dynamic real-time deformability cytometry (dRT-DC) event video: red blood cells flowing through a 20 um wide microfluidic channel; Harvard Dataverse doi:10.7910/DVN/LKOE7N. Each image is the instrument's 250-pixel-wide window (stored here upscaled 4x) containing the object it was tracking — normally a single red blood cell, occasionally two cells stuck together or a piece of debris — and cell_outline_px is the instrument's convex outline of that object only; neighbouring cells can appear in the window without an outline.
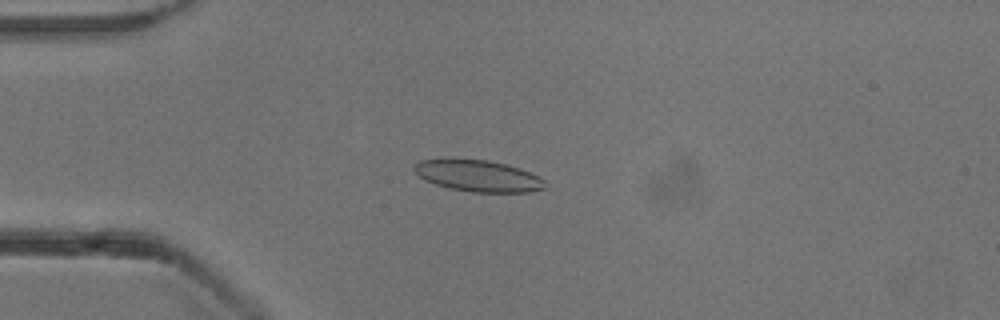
{"species": "common noctule bat (a hibernating species)", "species_latin": "Nyctalus noctula", "temperature_condition": "cold", "stored_images_in_passage": 47, "camera_frame_rate_fps": 3000, "um_per_image_px": 0.085, "animal": {"sex": "male", "body_mass_g": 13.3}, "frame": {"image": 1, "passage_image": 8, "time_ms": 2.333, "image_size_px": [1000, 320], "cell_outline_px": [[544, 188], [528, 192], [472, 192], [452, 188], [436, 184], [424, 180], [412, 168], [412, 164], [420, 160], [448, 156], [488, 160], [520, 168], [544, 180]], "centroid_in_image_um": [40.53, 14.9], "position_along_channel_um": 44.5, "area_um2": 24.39}}
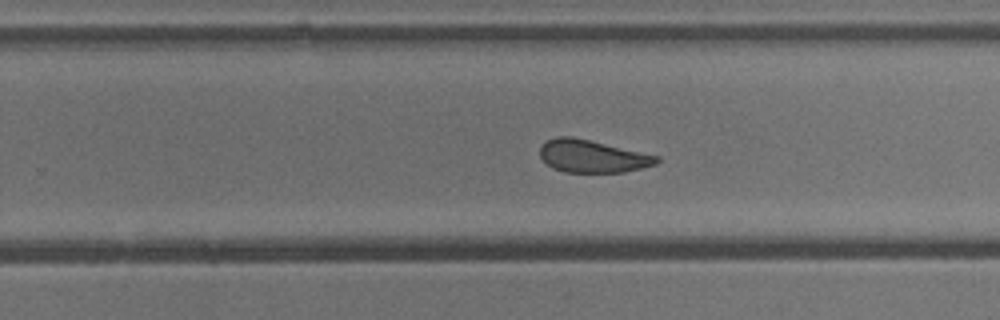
{"frame": {"image": 2, "passage_image": 28, "time_ms": 9.0, "image_size_px": [1000, 320], "cell_outline_px": [[660, 160], [656, 164], [624, 172], [564, 172], [552, 168], [540, 156], [540, 148], [548, 140], [556, 136], [572, 136], [660, 156]], "centroid_in_image_um": [50.36, 13.28], "position_along_channel_um": 279.4, "area_um2": 22.02}}
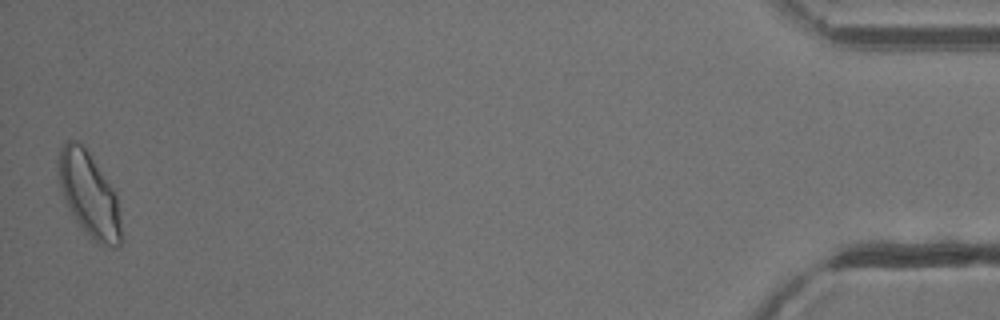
{"frame": {"image": 3, "passage_image": 47, "time_ms": 15.333, "image_size_px": [1000, 320], "cell_outline_px": [[120, 244], [116, 248], [108, 248], [96, 244], [84, 232], [68, 208], [60, 188], [60, 148], [68, 140], [76, 140], [84, 144], [116, 192], [120, 220]], "centroid_in_image_um": [7.6, 16.57], "position_along_channel_um": 427.6, "area_um2": 30.87}, "authors_computed_cell_mechanics": {"area_um2": 24.1026, "velocity_mm_per_s": 3.8436, "shape_relaxation_time_tau1_ms": 3.3303, "shape_relaxation_time_tau2_ms": 1.6432, "deformation_change_tau1": 0.1017, "deformation_change_tau2": 0.089}}